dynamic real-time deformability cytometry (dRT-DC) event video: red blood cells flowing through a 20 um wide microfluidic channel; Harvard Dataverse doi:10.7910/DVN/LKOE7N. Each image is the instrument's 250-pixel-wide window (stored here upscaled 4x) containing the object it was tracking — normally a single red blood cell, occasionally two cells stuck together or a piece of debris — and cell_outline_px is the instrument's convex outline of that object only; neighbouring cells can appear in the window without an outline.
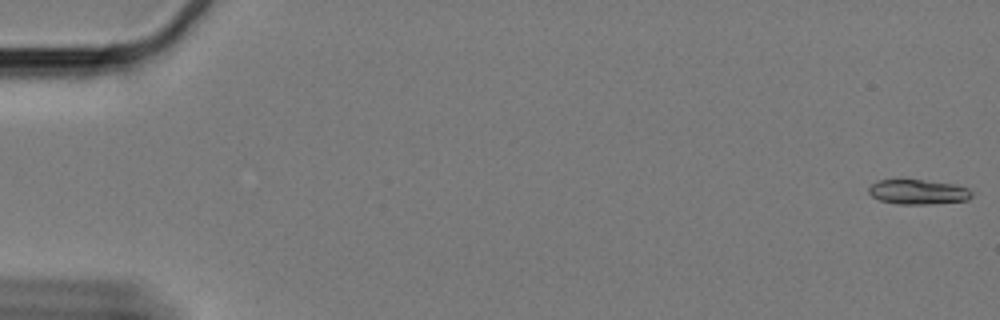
{"species": "Egyptian fruit bat (a non-hibernating species)", "species_latin": "Rousettus aegyptiacus", "temperature_condition": "cold", "stored_images_in_passage": 62, "camera_frame_rate_fps": 3000, "um_per_image_px": 0.085, "animal": {"sex": "female"}, "frame": {"image": 1, "passage_image": 1, "time_ms": 0.0, "image_size_px": [1000, 320], "cell_outline_px": [[972, 196], [968, 200], [928, 204], [896, 204], [880, 200], [872, 196], [868, 192], [868, 188], [876, 180], [920, 180], [952, 184], [968, 188], [972, 192]], "centroid_in_image_um": [78.01, 16.32], "position_along_channel_um": 7.0, "area_um2": 14.74}}
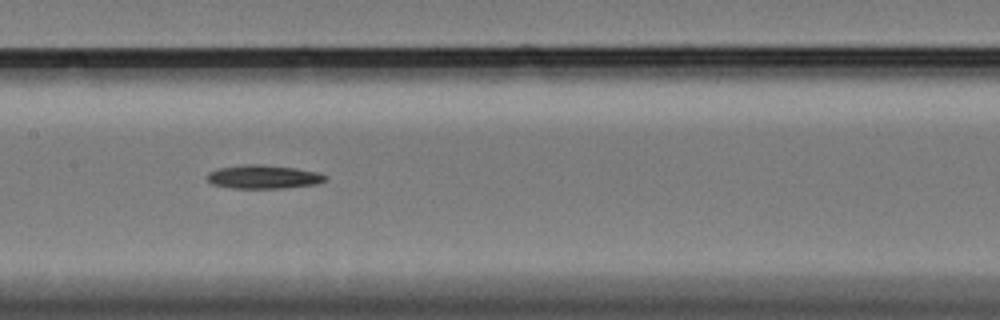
{"frame": {"image": 2, "passage_image": 31, "time_ms": 10.0, "image_size_px": [1000, 320], "cell_outline_px": [[328, 180], [316, 184], [284, 188], [232, 188], [212, 184], [208, 180], [208, 172], [220, 168], [244, 164], [260, 164], [296, 168], [320, 172], [328, 176]], "centroid_in_image_um": [22.45, 15.03], "position_along_channel_um": 184.9, "area_um2": 16.36}}
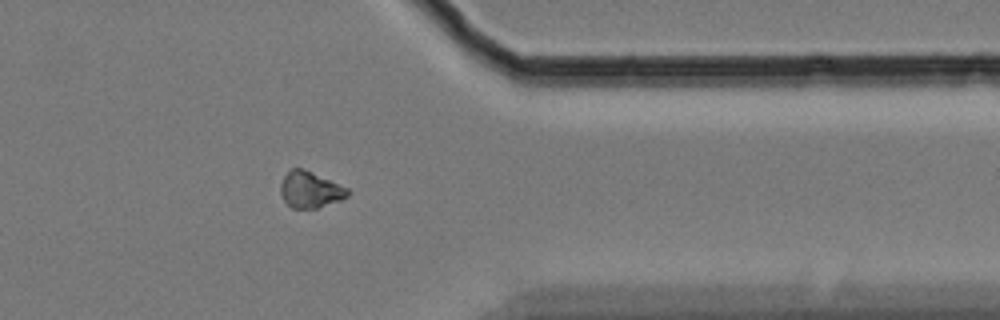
{"frame": {"image": 3, "passage_image": 50, "time_ms": 16.333, "image_size_px": [1000, 320], "cell_outline_px": [[352, 192], [348, 196], [340, 200], [316, 208], [292, 208], [284, 200], [280, 192], [280, 184], [284, 176], [292, 168], [304, 168], [348, 188]], "centroid_in_image_um": [26.38, 16.11], "position_along_channel_um": 385.0, "area_um2": 14.16}}